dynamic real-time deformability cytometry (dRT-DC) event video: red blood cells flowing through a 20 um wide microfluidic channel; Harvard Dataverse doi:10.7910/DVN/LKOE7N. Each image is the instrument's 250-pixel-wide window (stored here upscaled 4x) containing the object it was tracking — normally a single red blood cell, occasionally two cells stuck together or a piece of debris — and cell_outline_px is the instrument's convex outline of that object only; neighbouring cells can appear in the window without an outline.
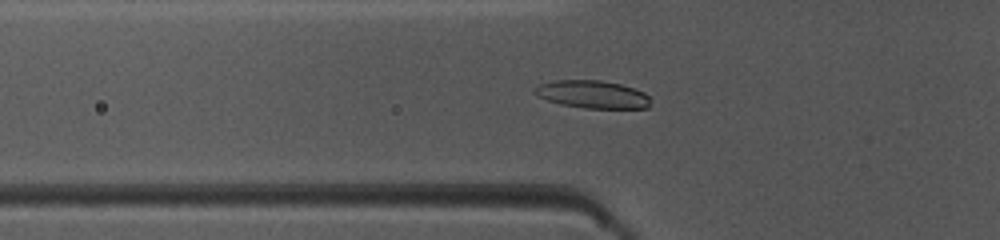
{"species": "common noctule bat (a hibernating species)", "species_latin": "Nyctalus noctula", "temperature_condition": "warm", "stored_images_in_passage": 48, "camera_frame_rate_fps": 3000, "um_per_image_px": 0.085, "animal": {"sex": "female", "body_mass_g": 10.0, "forearm_length_mm": 53.1}, "frame": {"image": 1, "passage_image": 16, "time_ms": 5.0, "image_size_px": [1000, 240], "cell_outline_px": [[648, 108], [584, 108], [560, 104], [536, 96], [532, 88], [540, 84], [556, 80], [600, 80], [620, 84], [644, 92], [648, 96]], "centroid_in_image_um": [50.3, 8.02], "position_along_channel_um": 75.5, "area_um2": 18.61}}
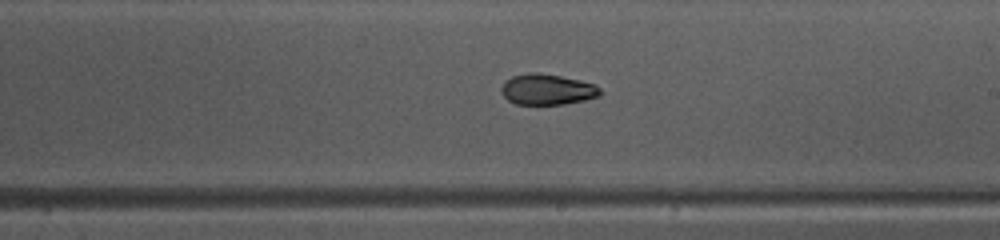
{"frame": {"image": 2, "passage_image": 28, "time_ms": 9.0, "image_size_px": [1000, 240], "cell_outline_px": [[604, 92], [600, 96], [584, 100], [564, 104], [516, 104], [508, 100], [500, 92], [500, 88], [504, 80], [512, 76], [536, 72], [560, 76], [580, 80], [592, 84], [600, 88]], "centroid_in_image_um": [46.5, 7.61], "position_along_channel_um": 242.5, "area_um2": 17.74}}
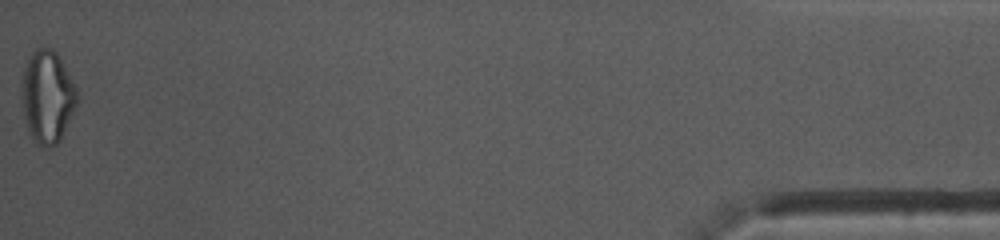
{"frame": {"image": 3, "passage_image": 48, "time_ms": 15.667, "image_size_px": [1000, 240], "cell_outline_px": [[76, 104], [60, 140], [56, 144], [48, 148], [44, 148], [28, 132], [24, 116], [24, 72], [28, 60], [36, 48], [52, 48], [56, 52], [76, 88]], "centroid_in_image_um": [4.04, 8.24], "position_along_channel_um": 431.2, "area_um2": 28.55}, "authors_computed_cell_mechanics": {"area_um2": 19.0162, "velocity_mm_per_s": 4.1382, "shape_relaxation_time_tau1_ms": 9.2655, "shape_relaxation_time_tau2_ms": 2.1497, "deformation_change_tau1": 0.2598, "deformation_change_tau2": 0.0736}}